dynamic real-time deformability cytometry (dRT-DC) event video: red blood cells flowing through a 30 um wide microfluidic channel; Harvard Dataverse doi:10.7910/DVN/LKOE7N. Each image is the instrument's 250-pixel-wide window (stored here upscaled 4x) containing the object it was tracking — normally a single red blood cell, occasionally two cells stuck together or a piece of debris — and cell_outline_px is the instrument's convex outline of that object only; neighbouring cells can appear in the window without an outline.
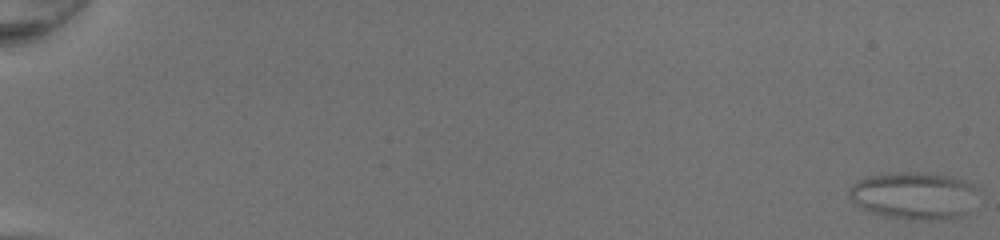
{"species": "common noctule bat (a hibernating species)", "species_latin": "Nyctalus noctula", "temperature_condition": "room temperature", "stored_images_in_passage": 51, "camera_frame_rate_fps": 3000, "um_per_image_px": 0.085, "animal": {"sex": "female", "body_mass_g": 20.0, "forearm_length_mm": 54.0}, "frame": {"image": 1, "passage_image": 1, "time_ms": 0.0, "image_size_px": [1000, 240], "cell_outline_px": [[980, 184], [968, 212], [960, 216], [944, 220], [916, 220], [884, 216], [868, 212], [860, 208], [848, 196], [848, 188], [852, 184], [868, 176], [896, 172], [928, 172], [952, 176]], "centroid_in_image_um": [77.71, 16.61], "position_along_channel_um": 7.3, "area_um2": 36.3}}
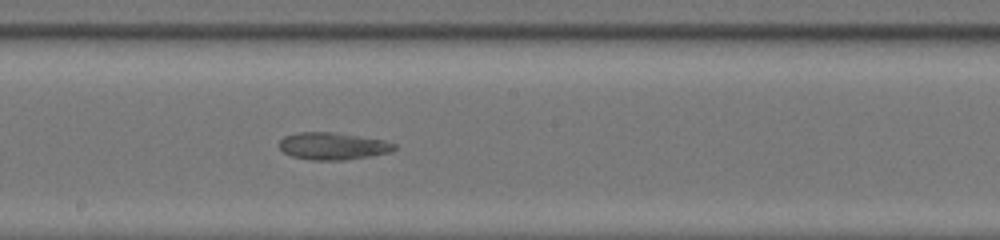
{"frame": {"image": 2, "passage_image": 31, "time_ms": 10.0, "image_size_px": [1000, 240], "cell_outline_px": [[396, 148], [392, 152], [372, 156], [344, 160], [312, 160], [292, 156], [284, 152], [280, 148], [280, 140], [284, 136], [296, 132], [332, 132], [384, 140], [396, 144]], "centroid_in_image_um": [28.31, 12.42], "position_along_channel_um": 219.9, "area_um2": 18.26}}
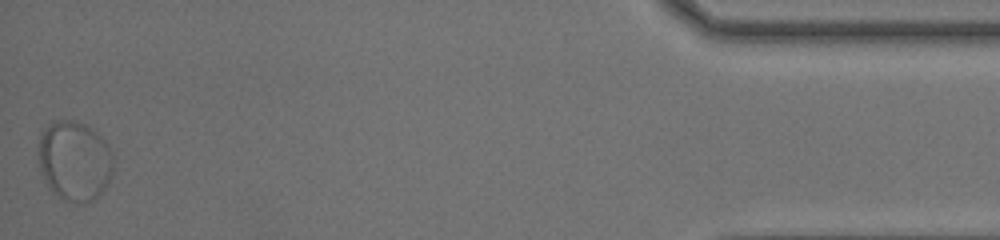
{"frame": {"image": 3, "passage_image": 51, "time_ms": 16.667, "image_size_px": [1000, 240], "cell_outline_px": [[112, 172], [104, 188], [96, 200], [84, 204], [72, 204], [64, 200], [48, 188], [40, 172], [36, 148], [40, 132], [48, 124], [56, 120], [72, 120], [84, 124], [92, 128], [104, 140], [112, 152]], "centroid_in_image_um": [6.28, 13.69], "position_along_channel_um": 428.9, "area_um2": 35.66}}